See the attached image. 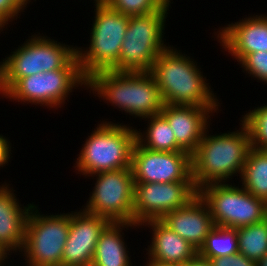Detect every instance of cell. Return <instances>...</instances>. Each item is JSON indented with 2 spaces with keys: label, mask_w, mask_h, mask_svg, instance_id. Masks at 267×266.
Instances as JSON below:
<instances>
[{
  "label": "cell",
  "mask_w": 267,
  "mask_h": 266,
  "mask_svg": "<svg viewBox=\"0 0 267 266\" xmlns=\"http://www.w3.org/2000/svg\"><path fill=\"white\" fill-rule=\"evenodd\" d=\"M196 62L173 45L158 55L149 72L159 87L164 104L208 109L221 107Z\"/></svg>",
  "instance_id": "cell-1"
},
{
  "label": "cell",
  "mask_w": 267,
  "mask_h": 266,
  "mask_svg": "<svg viewBox=\"0 0 267 266\" xmlns=\"http://www.w3.org/2000/svg\"><path fill=\"white\" fill-rule=\"evenodd\" d=\"M239 124V130L213 135L208 131L210 126L207 127L191 155L192 177L197 190L208 184L229 182L234 175L241 178L251 141L246 125L242 120Z\"/></svg>",
  "instance_id": "cell-2"
},
{
  "label": "cell",
  "mask_w": 267,
  "mask_h": 266,
  "mask_svg": "<svg viewBox=\"0 0 267 266\" xmlns=\"http://www.w3.org/2000/svg\"><path fill=\"white\" fill-rule=\"evenodd\" d=\"M134 118L157 115L164 106L150 72L102 71L87 79L86 90Z\"/></svg>",
  "instance_id": "cell-3"
},
{
  "label": "cell",
  "mask_w": 267,
  "mask_h": 266,
  "mask_svg": "<svg viewBox=\"0 0 267 266\" xmlns=\"http://www.w3.org/2000/svg\"><path fill=\"white\" fill-rule=\"evenodd\" d=\"M34 34L0 62L1 96L20 78L57 69H80L77 46Z\"/></svg>",
  "instance_id": "cell-4"
},
{
  "label": "cell",
  "mask_w": 267,
  "mask_h": 266,
  "mask_svg": "<svg viewBox=\"0 0 267 266\" xmlns=\"http://www.w3.org/2000/svg\"><path fill=\"white\" fill-rule=\"evenodd\" d=\"M100 122L82 144L73 166L76 174L85 178L104 171L131 168L136 143L134 127L112 121Z\"/></svg>",
  "instance_id": "cell-5"
},
{
  "label": "cell",
  "mask_w": 267,
  "mask_h": 266,
  "mask_svg": "<svg viewBox=\"0 0 267 266\" xmlns=\"http://www.w3.org/2000/svg\"><path fill=\"white\" fill-rule=\"evenodd\" d=\"M93 5L95 13L88 39L89 47L76 48L80 70L86 80L95 73L113 70L117 66L129 23V16L105 3Z\"/></svg>",
  "instance_id": "cell-6"
},
{
  "label": "cell",
  "mask_w": 267,
  "mask_h": 266,
  "mask_svg": "<svg viewBox=\"0 0 267 266\" xmlns=\"http://www.w3.org/2000/svg\"><path fill=\"white\" fill-rule=\"evenodd\" d=\"M168 2L159 12L130 16L117 66L113 71L149 72L158 55L169 47L164 44ZM170 6V7H169Z\"/></svg>",
  "instance_id": "cell-7"
},
{
  "label": "cell",
  "mask_w": 267,
  "mask_h": 266,
  "mask_svg": "<svg viewBox=\"0 0 267 266\" xmlns=\"http://www.w3.org/2000/svg\"><path fill=\"white\" fill-rule=\"evenodd\" d=\"M38 205L31 207L21 250L25 265L52 266L62 263L64 245L70 230L71 213L44 215Z\"/></svg>",
  "instance_id": "cell-8"
},
{
  "label": "cell",
  "mask_w": 267,
  "mask_h": 266,
  "mask_svg": "<svg viewBox=\"0 0 267 266\" xmlns=\"http://www.w3.org/2000/svg\"><path fill=\"white\" fill-rule=\"evenodd\" d=\"M231 184V185H230ZM235 183H212L198 190L216 226L239 228L267 218V203Z\"/></svg>",
  "instance_id": "cell-9"
},
{
  "label": "cell",
  "mask_w": 267,
  "mask_h": 266,
  "mask_svg": "<svg viewBox=\"0 0 267 266\" xmlns=\"http://www.w3.org/2000/svg\"><path fill=\"white\" fill-rule=\"evenodd\" d=\"M76 87H87L80 69H57L20 78L2 97L58 110Z\"/></svg>",
  "instance_id": "cell-10"
},
{
  "label": "cell",
  "mask_w": 267,
  "mask_h": 266,
  "mask_svg": "<svg viewBox=\"0 0 267 266\" xmlns=\"http://www.w3.org/2000/svg\"><path fill=\"white\" fill-rule=\"evenodd\" d=\"M95 186L86 206L88 213L105 217L111 222L133 223L134 178L131 168L104 171L91 175Z\"/></svg>",
  "instance_id": "cell-11"
},
{
  "label": "cell",
  "mask_w": 267,
  "mask_h": 266,
  "mask_svg": "<svg viewBox=\"0 0 267 266\" xmlns=\"http://www.w3.org/2000/svg\"><path fill=\"white\" fill-rule=\"evenodd\" d=\"M197 195L193 181L134 183L133 223L140 226L145 221L161 219Z\"/></svg>",
  "instance_id": "cell-12"
},
{
  "label": "cell",
  "mask_w": 267,
  "mask_h": 266,
  "mask_svg": "<svg viewBox=\"0 0 267 266\" xmlns=\"http://www.w3.org/2000/svg\"><path fill=\"white\" fill-rule=\"evenodd\" d=\"M131 169L134 183L193 181L191 155L185 151H152L136 142Z\"/></svg>",
  "instance_id": "cell-13"
},
{
  "label": "cell",
  "mask_w": 267,
  "mask_h": 266,
  "mask_svg": "<svg viewBox=\"0 0 267 266\" xmlns=\"http://www.w3.org/2000/svg\"><path fill=\"white\" fill-rule=\"evenodd\" d=\"M76 211H71L70 230L64 245L62 263L91 266L97 241L111 221L83 209Z\"/></svg>",
  "instance_id": "cell-14"
},
{
  "label": "cell",
  "mask_w": 267,
  "mask_h": 266,
  "mask_svg": "<svg viewBox=\"0 0 267 266\" xmlns=\"http://www.w3.org/2000/svg\"><path fill=\"white\" fill-rule=\"evenodd\" d=\"M251 16L229 23L214 32L219 45L239 62L246 54L267 51V15Z\"/></svg>",
  "instance_id": "cell-15"
},
{
  "label": "cell",
  "mask_w": 267,
  "mask_h": 266,
  "mask_svg": "<svg viewBox=\"0 0 267 266\" xmlns=\"http://www.w3.org/2000/svg\"><path fill=\"white\" fill-rule=\"evenodd\" d=\"M218 112L219 109L207 107L164 104L160 113L169 122L178 146L192 155L211 123L209 120Z\"/></svg>",
  "instance_id": "cell-16"
},
{
  "label": "cell",
  "mask_w": 267,
  "mask_h": 266,
  "mask_svg": "<svg viewBox=\"0 0 267 266\" xmlns=\"http://www.w3.org/2000/svg\"><path fill=\"white\" fill-rule=\"evenodd\" d=\"M0 185V254L9 257L21 252L25 241V226L34 203L22 206L13 187ZM10 253V254H9Z\"/></svg>",
  "instance_id": "cell-17"
},
{
  "label": "cell",
  "mask_w": 267,
  "mask_h": 266,
  "mask_svg": "<svg viewBox=\"0 0 267 266\" xmlns=\"http://www.w3.org/2000/svg\"><path fill=\"white\" fill-rule=\"evenodd\" d=\"M160 220L197 250L215 226L209 207L199 194L184 207L166 213Z\"/></svg>",
  "instance_id": "cell-18"
},
{
  "label": "cell",
  "mask_w": 267,
  "mask_h": 266,
  "mask_svg": "<svg viewBox=\"0 0 267 266\" xmlns=\"http://www.w3.org/2000/svg\"><path fill=\"white\" fill-rule=\"evenodd\" d=\"M143 226V227H142ZM150 228L151 243L146 255L153 261L183 265L193 259L198 250L166 226L160 219L143 222L140 227ZM152 229V230H151Z\"/></svg>",
  "instance_id": "cell-19"
},
{
  "label": "cell",
  "mask_w": 267,
  "mask_h": 266,
  "mask_svg": "<svg viewBox=\"0 0 267 266\" xmlns=\"http://www.w3.org/2000/svg\"><path fill=\"white\" fill-rule=\"evenodd\" d=\"M129 227L139 229L140 226L130 222H111L104 229L97 241L91 266H133L122 232Z\"/></svg>",
  "instance_id": "cell-20"
},
{
  "label": "cell",
  "mask_w": 267,
  "mask_h": 266,
  "mask_svg": "<svg viewBox=\"0 0 267 266\" xmlns=\"http://www.w3.org/2000/svg\"><path fill=\"white\" fill-rule=\"evenodd\" d=\"M147 129L141 132L135 128L136 142L152 151L174 152L183 151L177 144L173 130L167 119L161 114L144 118Z\"/></svg>",
  "instance_id": "cell-21"
},
{
  "label": "cell",
  "mask_w": 267,
  "mask_h": 266,
  "mask_svg": "<svg viewBox=\"0 0 267 266\" xmlns=\"http://www.w3.org/2000/svg\"><path fill=\"white\" fill-rule=\"evenodd\" d=\"M240 183L246 191L267 203V151L249 150Z\"/></svg>",
  "instance_id": "cell-22"
},
{
  "label": "cell",
  "mask_w": 267,
  "mask_h": 266,
  "mask_svg": "<svg viewBox=\"0 0 267 266\" xmlns=\"http://www.w3.org/2000/svg\"><path fill=\"white\" fill-rule=\"evenodd\" d=\"M238 252L258 263L267 253V218L237 228Z\"/></svg>",
  "instance_id": "cell-23"
},
{
  "label": "cell",
  "mask_w": 267,
  "mask_h": 266,
  "mask_svg": "<svg viewBox=\"0 0 267 266\" xmlns=\"http://www.w3.org/2000/svg\"><path fill=\"white\" fill-rule=\"evenodd\" d=\"M238 253L237 229L214 226L198 250V255L205 258L224 257Z\"/></svg>",
  "instance_id": "cell-24"
},
{
  "label": "cell",
  "mask_w": 267,
  "mask_h": 266,
  "mask_svg": "<svg viewBox=\"0 0 267 266\" xmlns=\"http://www.w3.org/2000/svg\"><path fill=\"white\" fill-rule=\"evenodd\" d=\"M240 119L249 131L251 148L267 151V103L248 110Z\"/></svg>",
  "instance_id": "cell-25"
},
{
  "label": "cell",
  "mask_w": 267,
  "mask_h": 266,
  "mask_svg": "<svg viewBox=\"0 0 267 266\" xmlns=\"http://www.w3.org/2000/svg\"><path fill=\"white\" fill-rule=\"evenodd\" d=\"M168 0H105L104 3L113 10L127 16L146 15L159 12Z\"/></svg>",
  "instance_id": "cell-26"
},
{
  "label": "cell",
  "mask_w": 267,
  "mask_h": 266,
  "mask_svg": "<svg viewBox=\"0 0 267 266\" xmlns=\"http://www.w3.org/2000/svg\"><path fill=\"white\" fill-rule=\"evenodd\" d=\"M238 63L243 72L267 85V51L246 54Z\"/></svg>",
  "instance_id": "cell-27"
},
{
  "label": "cell",
  "mask_w": 267,
  "mask_h": 266,
  "mask_svg": "<svg viewBox=\"0 0 267 266\" xmlns=\"http://www.w3.org/2000/svg\"><path fill=\"white\" fill-rule=\"evenodd\" d=\"M211 266H257V263L248 259L242 253H235L224 257L208 259Z\"/></svg>",
  "instance_id": "cell-28"
},
{
  "label": "cell",
  "mask_w": 267,
  "mask_h": 266,
  "mask_svg": "<svg viewBox=\"0 0 267 266\" xmlns=\"http://www.w3.org/2000/svg\"><path fill=\"white\" fill-rule=\"evenodd\" d=\"M23 10L24 8L16 0H0V20L7 26L9 22L20 18L19 13L25 12Z\"/></svg>",
  "instance_id": "cell-29"
},
{
  "label": "cell",
  "mask_w": 267,
  "mask_h": 266,
  "mask_svg": "<svg viewBox=\"0 0 267 266\" xmlns=\"http://www.w3.org/2000/svg\"><path fill=\"white\" fill-rule=\"evenodd\" d=\"M11 142L6 136L0 134V167H4L11 159Z\"/></svg>",
  "instance_id": "cell-30"
},
{
  "label": "cell",
  "mask_w": 267,
  "mask_h": 266,
  "mask_svg": "<svg viewBox=\"0 0 267 266\" xmlns=\"http://www.w3.org/2000/svg\"><path fill=\"white\" fill-rule=\"evenodd\" d=\"M181 266H211V264L208 259H205L197 254L193 259Z\"/></svg>",
  "instance_id": "cell-31"
},
{
  "label": "cell",
  "mask_w": 267,
  "mask_h": 266,
  "mask_svg": "<svg viewBox=\"0 0 267 266\" xmlns=\"http://www.w3.org/2000/svg\"><path fill=\"white\" fill-rule=\"evenodd\" d=\"M145 266H181L179 264H173V263H163V262H157L150 259H147Z\"/></svg>",
  "instance_id": "cell-32"
},
{
  "label": "cell",
  "mask_w": 267,
  "mask_h": 266,
  "mask_svg": "<svg viewBox=\"0 0 267 266\" xmlns=\"http://www.w3.org/2000/svg\"><path fill=\"white\" fill-rule=\"evenodd\" d=\"M257 266H267V253L257 263Z\"/></svg>",
  "instance_id": "cell-33"
},
{
  "label": "cell",
  "mask_w": 267,
  "mask_h": 266,
  "mask_svg": "<svg viewBox=\"0 0 267 266\" xmlns=\"http://www.w3.org/2000/svg\"><path fill=\"white\" fill-rule=\"evenodd\" d=\"M10 257H6L4 256L1 260H0V266H7L6 264H8V266H12L10 265V262H7V261H10V260H6V259H9ZM14 266V265H13ZM25 266H28V265H25Z\"/></svg>",
  "instance_id": "cell-34"
},
{
  "label": "cell",
  "mask_w": 267,
  "mask_h": 266,
  "mask_svg": "<svg viewBox=\"0 0 267 266\" xmlns=\"http://www.w3.org/2000/svg\"><path fill=\"white\" fill-rule=\"evenodd\" d=\"M24 9H26L27 4L31 2V0H16Z\"/></svg>",
  "instance_id": "cell-35"
},
{
  "label": "cell",
  "mask_w": 267,
  "mask_h": 266,
  "mask_svg": "<svg viewBox=\"0 0 267 266\" xmlns=\"http://www.w3.org/2000/svg\"><path fill=\"white\" fill-rule=\"evenodd\" d=\"M6 27H8V26H7L4 22H2V21L0 20V33H1V31L4 30V28L7 29Z\"/></svg>",
  "instance_id": "cell-36"
},
{
  "label": "cell",
  "mask_w": 267,
  "mask_h": 266,
  "mask_svg": "<svg viewBox=\"0 0 267 266\" xmlns=\"http://www.w3.org/2000/svg\"><path fill=\"white\" fill-rule=\"evenodd\" d=\"M52 266H77V265H71V264L59 263V264L52 265Z\"/></svg>",
  "instance_id": "cell-37"
},
{
  "label": "cell",
  "mask_w": 267,
  "mask_h": 266,
  "mask_svg": "<svg viewBox=\"0 0 267 266\" xmlns=\"http://www.w3.org/2000/svg\"><path fill=\"white\" fill-rule=\"evenodd\" d=\"M92 1V0H91ZM94 2H93V4L95 3V4H97V3H104V1L105 0H93Z\"/></svg>",
  "instance_id": "cell-38"
}]
</instances>
